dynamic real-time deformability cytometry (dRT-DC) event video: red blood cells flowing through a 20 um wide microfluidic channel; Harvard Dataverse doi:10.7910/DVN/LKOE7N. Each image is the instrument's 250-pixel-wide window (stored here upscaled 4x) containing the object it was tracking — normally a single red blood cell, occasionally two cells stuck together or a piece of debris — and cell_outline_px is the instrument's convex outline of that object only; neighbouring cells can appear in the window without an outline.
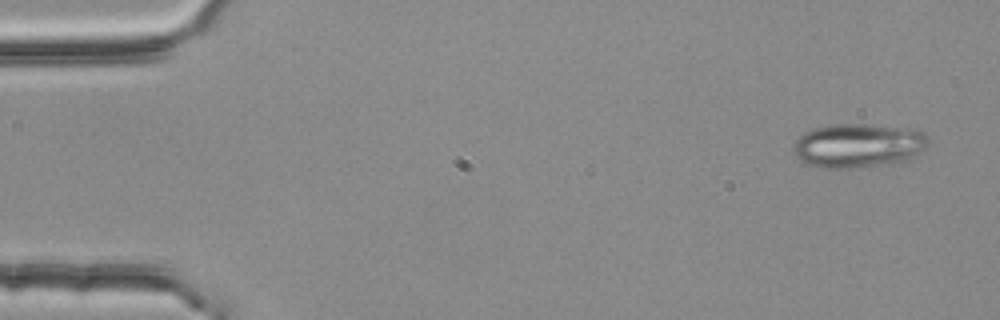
{"species": "common noctule bat (a hibernating species)", "species_latin": "Nyctalus noctula", "temperature_condition": "room temperature", "stored_images_in_passage": 4, "camera_frame_rate_fps": 3000, "um_per_image_px": 0.085, "animal": {"sex": "female", "body_mass_g": 25.1}, "frame": {"image": 1, "passage_image": 1, "time_ms": 0.0, "image_size_px": [1000, 320], "cell_outline_px": [[928, 140], [924, 148], [908, 160], [880, 164], [848, 168], [824, 168], [808, 164], [796, 156], [792, 148], [796, 140], [804, 132], [812, 128], [828, 124], [864, 124], [916, 128], [924, 132], [928, 136]], "centroid_in_image_um": [72.94, 12.34], "position_along_channel_um": 12.1, "area_um2": 34.62}}